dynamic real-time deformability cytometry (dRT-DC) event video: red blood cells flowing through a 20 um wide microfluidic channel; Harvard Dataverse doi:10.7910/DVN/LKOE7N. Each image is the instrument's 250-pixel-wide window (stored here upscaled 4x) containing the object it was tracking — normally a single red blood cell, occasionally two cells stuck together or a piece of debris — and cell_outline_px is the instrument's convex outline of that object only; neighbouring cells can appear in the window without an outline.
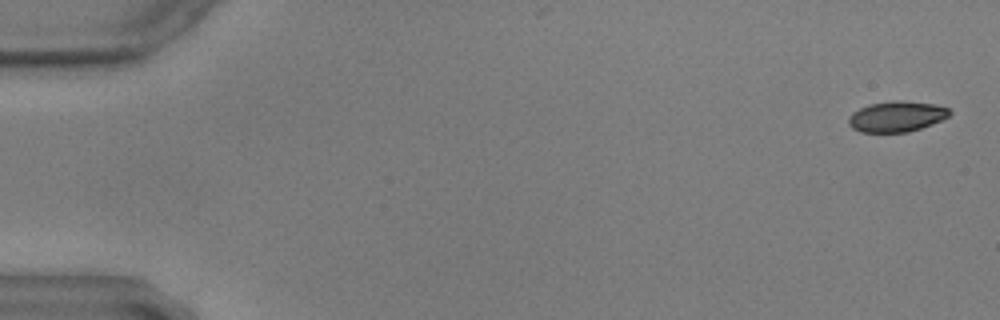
{"species": "common noctule bat (a hibernating species)", "species_latin": "Nyctalus noctula", "temperature_condition": "warm", "stored_images_in_passage": 59, "camera_frame_rate_fps": 3000, "um_per_image_px": 0.085, "animal": {"sex": "male", "body_mass_g": 17.9, "forearm_length_mm": 54.2}, "frame": {"image": 1, "passage_image": 2, "time_ms": 0.333, "image_size_px": [1000, 320], "cell_outline_px": [[952, 112], [948, 116], [932, 124], [908, 132], [860, 132], [852, 128], [848, 124], [848, 116], [852, 112], [868, 104], [896, 100], [900, 100], [936, 104], [948, 108]], "centroid_in_image_um": [76.19, 9.9], "position_along_channel_um": 8.8, "area_um2": 18.09}}
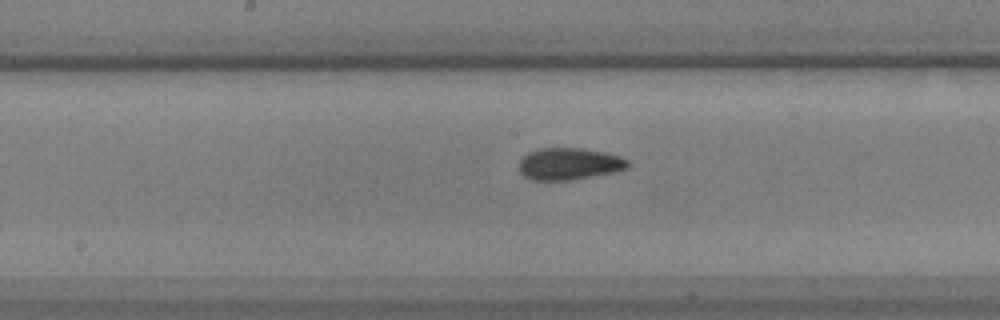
{"frame": {"image": 2, "passage_image": 31, "time_ms": 10.0, "image_size_px": [1000, 320], "cell_outline_px": [[628, 168], [612, 172], [572, 180], [532, 180], [524, 176], [520, 172], [520, 160], [528, 152], [540, 148], [580, 148], [604, 152], [620, 156], [628, 160]], "centroid_in_image_um": [48.36, 13.92], "position_along_channel_um": 199.8, "area_um2": 20.11}}
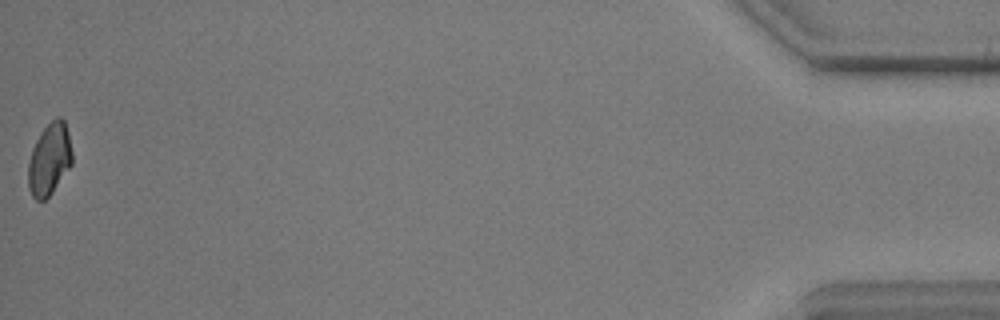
{"frame": {"image": 3, "passage_image": 59, "time_ms": 19.333, "image_size_px": [1000, 320], "cell_outline_px": [[72, 164], [52, 192], [44, 200], [36, 200], [32, 196], [28, 188], [28, 164], [32, 148], [40, 132], [56, 116], [60, 116], [64, 120], [68, 132], [72, 152]], "centroid_in_image_um": [4.19, 13.52], "position_along_channel_um": 431.0, "area_um2": 18.44}}